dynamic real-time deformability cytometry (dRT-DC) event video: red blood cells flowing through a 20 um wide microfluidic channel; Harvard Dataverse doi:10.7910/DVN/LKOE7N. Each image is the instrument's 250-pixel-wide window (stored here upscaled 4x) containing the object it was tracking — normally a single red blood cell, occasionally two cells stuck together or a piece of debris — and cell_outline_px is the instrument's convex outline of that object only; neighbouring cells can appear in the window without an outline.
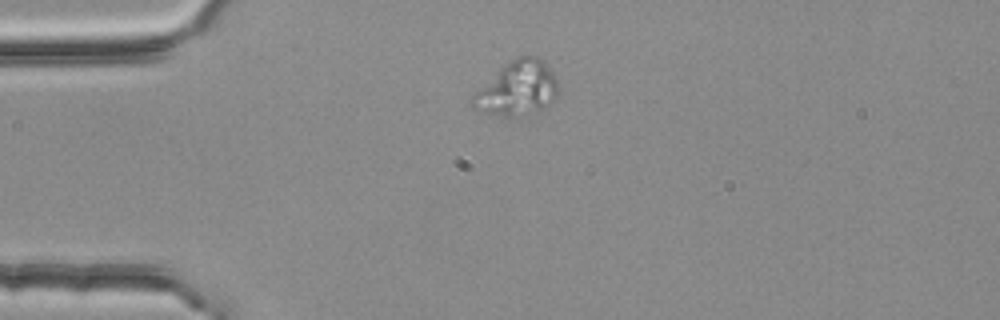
{"species": "common noctule bat (a hibernating species)", "species_latin": "Nyctalus noctula", "temperature_condition": "room temperature", "stored_images_in_passage": 2, "camera_frame_rate_fps": 3000, "um_per_image_px": 0.085, "animal": {"sex": "female", "body_mass_g": 25.1}, "frame": {"image": 1, "passage_image": 1, "time_ms": 0.0, "image_size_px": [1000, 320], "cell_outline_px": [[556, 96], [540, 112], [508, 116], [504, 116], [484, 112], [472, 108], [472, 96], [504, 64], [516, 56], [540, 56], [548, 64], [556, 80]], "centroid_in_image_um": [43.98, 7.49], "position_along_channel_um": 41.0, "area_um2": 26.7}}
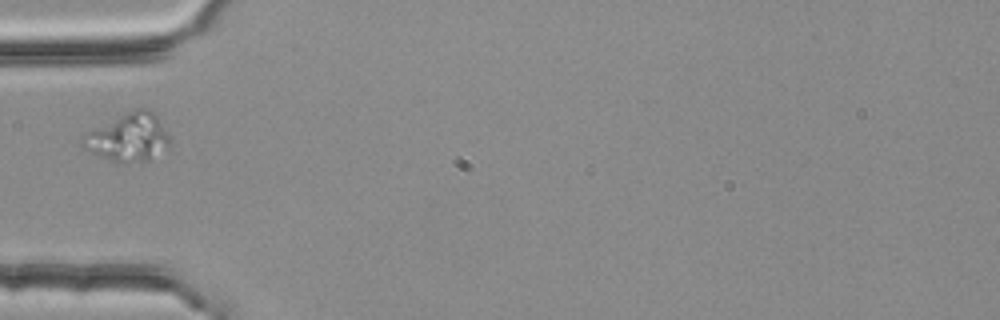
{"frame": {"image": 2, "passage_image": 2, "time_ms": 0.333, "image_size_px": [1000, 320], "cell_outline_px": [[168, 144], [148, 160], [128, 164], [120, 164], [108, 160], [84, 148], [80, 144], [80, 140], [88, 132], [136, 108], [148, 108], [156, 116], [168, 136]], "centroid_in_image_um": [10.86, 11.71], "position_along_channel_um": 74.1, "area_um2": 23.58}}